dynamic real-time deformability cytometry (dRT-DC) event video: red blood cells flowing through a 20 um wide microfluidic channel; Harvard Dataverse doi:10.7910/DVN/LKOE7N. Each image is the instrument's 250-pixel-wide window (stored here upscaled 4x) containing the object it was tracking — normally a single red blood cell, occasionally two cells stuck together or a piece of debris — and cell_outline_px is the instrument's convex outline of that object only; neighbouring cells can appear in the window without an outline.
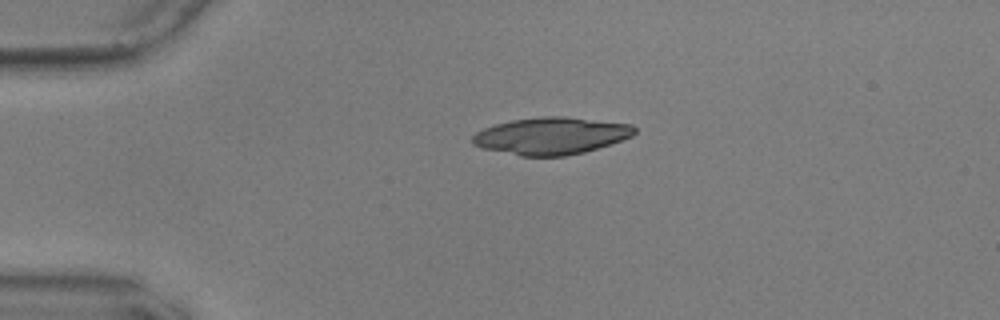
{"species": "common noctule bat (a hibernating species)", "species_latin": "Nyctalus noctula", "temperature_condition": "warm", "stored_images_in_passage": 44, "camera_frame_rate_fps": 3000, "um_per_image_px": 0.085, "animal": {"sex": "male", "body_mass_g": 17.9, "forearm_length_mm": 54.2}, "frame": {"image": 1, "passage_image": 1, "time_ms": 0.0, "image_size_px": [1000, 320], "cell_outline_px": [[636, 132], [632, 136], [584, 152], [564, 156], [520, 156], [484, 148], [472, 144], [472, 136], [476, 132], [484, 128], [496, 124], [512, 120], [544, 116], [560, 116], [632, 124], [636, 128]], "centroid_in_image_um": [46.83, 11.54], "position_along_channel_um": 38.2, "area_um2": 34.68}}